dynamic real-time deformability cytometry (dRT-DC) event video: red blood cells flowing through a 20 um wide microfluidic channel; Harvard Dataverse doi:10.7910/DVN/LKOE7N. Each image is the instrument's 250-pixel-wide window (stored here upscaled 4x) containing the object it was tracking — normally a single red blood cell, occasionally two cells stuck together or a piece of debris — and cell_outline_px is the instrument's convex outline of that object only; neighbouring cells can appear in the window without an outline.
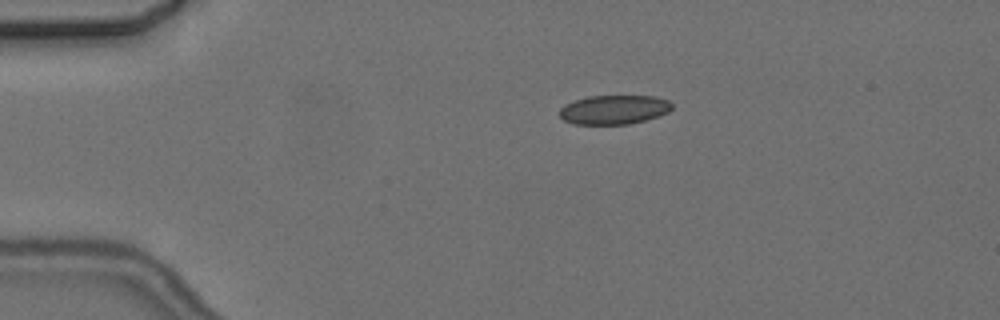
{"species": "common noctule bat (a hibernating species)", "species_latin": "Nyctalus noctula", "temperature_condition": "cold", "stored_images_in_passage": 7, "camera_frame_rate_fps": 3000, "um_per_image_px": 0.085, "animal": {"sex": "female", "body_mass_g": 24.6, "forearm_length_mm": 56.2}, "frame": {"image": 1, "passage_image": 4, "time_ms": 3.333, "image_size_px": [1000, 320], "cell_outline_px": [[672, 108], [668, 112], [660, 116], [628, 124], [572, 124], [564, 120], [560, 116], [560, 108], [564, 104], [588, 96], [656, 96], [668, 100], [672, 104]], "centroid_in_image_um": [52.2, 9.32], "position_along_channel_um": 32.8, "area_um2": 19.13}}
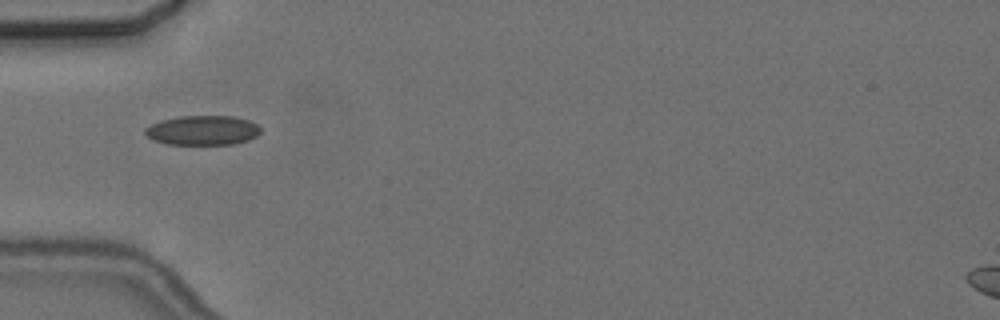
{"frame": {"image": 2, "passage_image": 6, "time_ms": 5.667, "image_size_px": [1000, 320], "cell_outline_px": [[260, 132], [256, 136], [248, 140], [232, 144], [168, 144], [152, 140], [144, 132], [144, 128], [160, 120], [180, 116], [232, 116], [248, 120], [256, 124], [260, 128]], "centroid_in_image_um": [17.2, 11.07], "position_along_channel_um": 67.8, "area_um2": 19.83}}
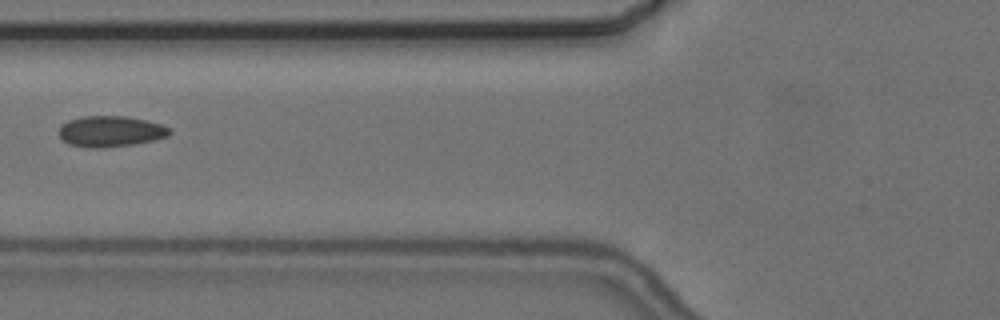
{"frame": {"image": 3, "passage_image": 7, "time_ms": 7.0, "image_size_px": [1000, 320], "cell_outline_px": [[172, 132], [168, 136], [152, 140], [132, 144], [104, 148], [92, 148], [68, 144], [60, 140], [60, 128], [68, 120], [84, 116], [128, 116], [148, 120], [164, 124], [172, 128]], "centroid_in_image_um": [9.44, 11.16], "position_along_channel_um": 116.4, "area_um2": 20.11}}